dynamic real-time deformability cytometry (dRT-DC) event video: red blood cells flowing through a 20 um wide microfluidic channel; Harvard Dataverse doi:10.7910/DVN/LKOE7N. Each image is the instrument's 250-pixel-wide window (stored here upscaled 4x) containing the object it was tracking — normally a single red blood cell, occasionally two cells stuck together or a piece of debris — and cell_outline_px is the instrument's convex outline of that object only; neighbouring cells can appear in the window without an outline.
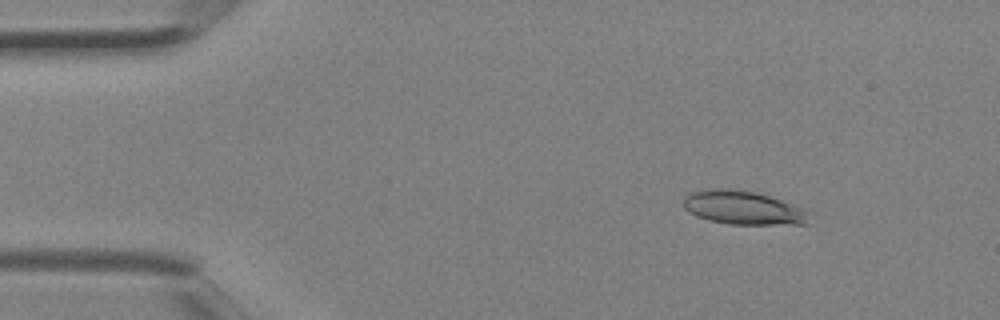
{"species": "Egyptian fruit bat (a non-hibernating species)", "species_latin": "Rousettus aegyptiacus", "temperature_condition": "room temperature", "stored_images_in_passage": 3, "camera_frame_rate_fps": 3000, "um_per_image_px": 0.085, "animal": {"sex": "female"}, "frame": {"image": 1, "passage_image": 1, "time_ms": 0.0, "image_size_px": [1000, 320], "cell_outline_px": [[812, 212], [808, 224], [728, 224], [708, 220], [696, 216], [688, 212], [684, 208], [684, 196], [688, 192], [704, 188], [732, 188], [756, 192], [808, 208]], "centroid_in_image_um": [63.2, 17.64], "position_along_channel_um": 21.8, "area_um2": 25.43}}
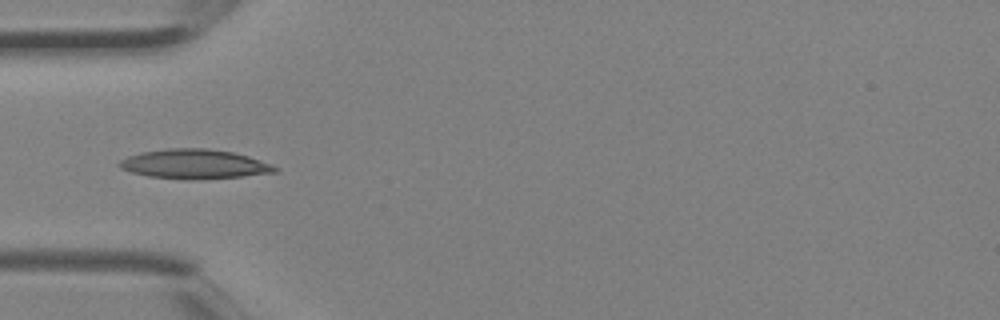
{"frame": {"image": 2, "passage_image": 3, "time_ms": 0.667, "image_size_px": [1000, 320], "cell_outline_px": [[280, 168], [276, 172], [244, 176], [192, 180], [148, 176], [132, 172], [120, 168], [116, 164], [120, 160], [128, 156], [140, 152], [168, 148], [208, 148], [232, 152], [248, 156], [272, 164]], "centroid_in_image_um": [16.52, 13.94], "position_along_channel_um": 68.5, "area_um2": 26.82}}